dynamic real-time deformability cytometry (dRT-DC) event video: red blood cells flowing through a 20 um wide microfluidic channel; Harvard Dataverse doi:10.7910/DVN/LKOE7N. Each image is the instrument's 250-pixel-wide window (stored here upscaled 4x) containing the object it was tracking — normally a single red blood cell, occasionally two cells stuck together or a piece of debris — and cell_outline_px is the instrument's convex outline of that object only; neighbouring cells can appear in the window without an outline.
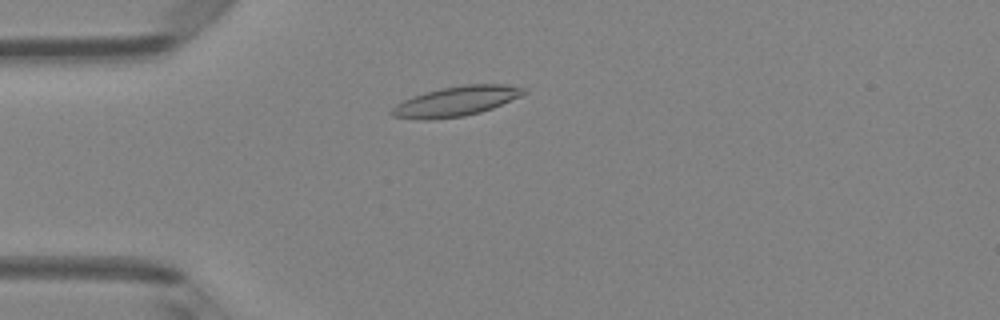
{"species": "Egyptian fruit bat (a non-hibernating species)", "species_latin": "Rousettus aegyptiacus", "temperature_condition": "room temperature", "stored_images_in_passage": 37, "camera_frame_rate_fps": 3000, "um_per_image_px": 0.085, "animal": {"sex": "female"}, "frame": {"image": 1, "passage_image": 1, "time_ms": 0.0, "image_size_px": [1000, 320], "cell_outline_px": [[528, 92], [520, 96], [492, 108], [480, 112], [464, 116], [432, 120], [424, 120], [392, 116], [388, 112], [396, 104], [412, 96], [440, 88], [464, 84], [504, 84], [524, 88]], "centroid_in_image_um": [38.74, 8.61], "position_along_channel_um": 46.3, "area_um2": 22.95}}
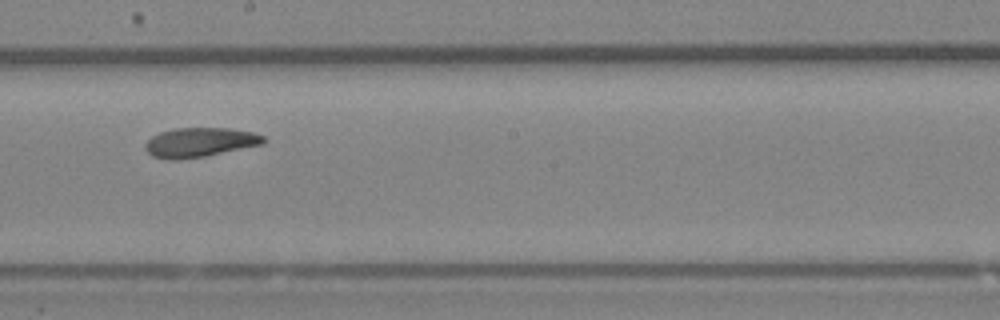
{"frame": {"image": 2, "passage_image": 16, "time_ms": 5.0, "image_size_px": [1000, 320], "cell_outline_px": [[268, 140], [264, 144], [204, 156], [172, 160], [168, 160], [152, 156], [144, 148], [144, 144], [152, 136], [160, 132], [176, 128], [228, 128], [252, 132], [264, 136]], "centroid_in_image_um": [16.99, 12.09], "position_along_channel_um": 231.2, "area_um2": 20.23}}
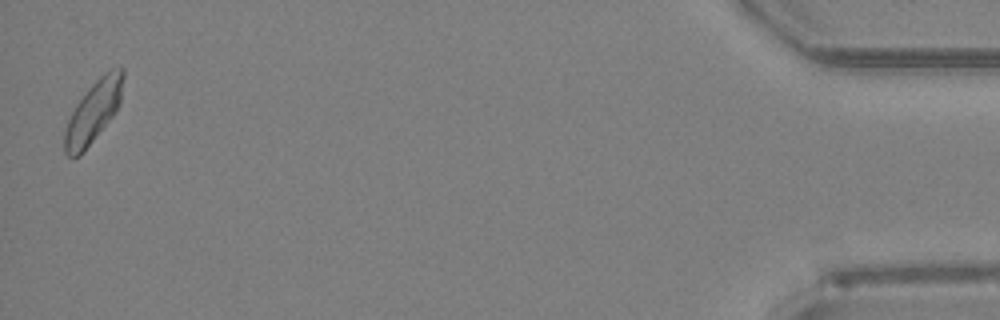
{"frame": {"image": 3, "passage_image": 37, "time_ms": 12.0, "image_size_px": [1000, 320], "cell_outline_px": [[124, 76], [120, 100], [112, 116], [84, 152], [80, 156], [68, 156], [64, 152], [64, 132], [68, 120], [76, 104], [88, 88], [104, 72], [120, 64], [124, 68]], "centroid_in_image_um": [7.94, 9.46], "position_along_channel_um": 427.3, "area_um2": 20.87}, "authors_computed_cell_mechanics": {"area_um2": 20.23, "velocity_mm_per_s": 4.0611, "shape_relaxation_time_tau1_ms": null, "shape_relaxation_time_tau2_ms": 3.204, "deformation_change_tau1": null, "deformation_change_tau2": 0.0956}}